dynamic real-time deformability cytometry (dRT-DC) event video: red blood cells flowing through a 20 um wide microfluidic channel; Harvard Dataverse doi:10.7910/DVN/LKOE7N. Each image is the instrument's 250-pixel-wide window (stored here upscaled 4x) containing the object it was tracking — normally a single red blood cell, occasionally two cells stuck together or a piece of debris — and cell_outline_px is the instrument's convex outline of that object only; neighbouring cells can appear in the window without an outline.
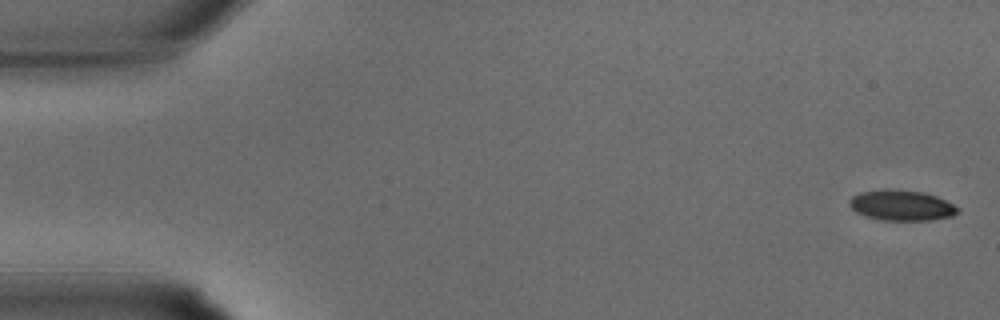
{"species": "common noctule bat (a hibernating species)", "species_latin": "Nyctalus noctula", "temperature_condition": "warm", "stored_images_in_passage": 34, "camera_frame_rate_fps": 3000, "um_per_image_px": 0.085, "animal": {"sex": "male", "body_mass_g": 15.6}, "frame": {"image": 1, "passage_image": 1, "time_ms": 0.0, "image_size_px": [1000, 320], "cell_outline_px": [[960, 212], [952, 216], [932, 220], [880, 220], [856, 212], [848, 204], [848, 200], [852, 196], [860, 192], [884, 188], [888, 188], [924, 192], [936, 196], [960, 208]], "centroid_in_image_um": [76.62, 17.44], "position_along_channel_um": 8.4, "area_um2": 19.42}}
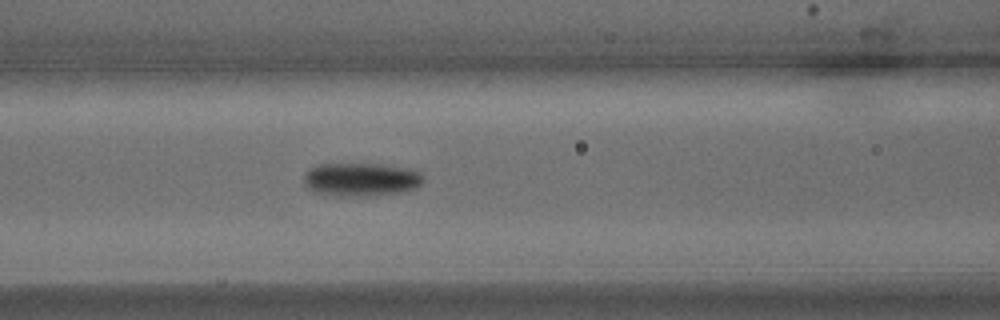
{"frame": {"image": 2, "passage_image": 14, "time_ms": 4.333, "image_size_px": [1000, 320], "cell_outline_px": [[424, 180], [420, 184], [412, 188], [400, 192], [368, 196], [352, 196], [316, 192], [308, 188], [304, 184], [304, 172], [308, 168], [316, 164], [380, 164], [408, 168], [420, 172], [424, 176]], "centroid_in_image_um": [30.66, 15.23], "position_along_channel_um": 135.9, "area_um2": 23.12}}
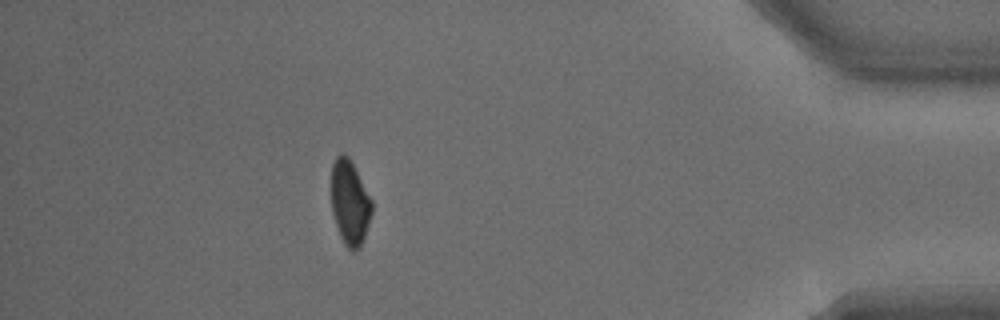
{"frame": {"image": 3, "passage_image": 30, "time_ms": 9.667, "image_size_px": [1000, 320], "cell_outline_px": [[372, 212], [360, 248], [356, 252], [352, 252], [344, 244], [340, 236], [332, 212], [332, 164], [336, 156], [340, 152], [344, 152], [348, 156], [372, 200]], "centroid_in_image_um": [29.73, 17.23], "position_along_channel_um": 405.5, "area_um2": 19.88}}